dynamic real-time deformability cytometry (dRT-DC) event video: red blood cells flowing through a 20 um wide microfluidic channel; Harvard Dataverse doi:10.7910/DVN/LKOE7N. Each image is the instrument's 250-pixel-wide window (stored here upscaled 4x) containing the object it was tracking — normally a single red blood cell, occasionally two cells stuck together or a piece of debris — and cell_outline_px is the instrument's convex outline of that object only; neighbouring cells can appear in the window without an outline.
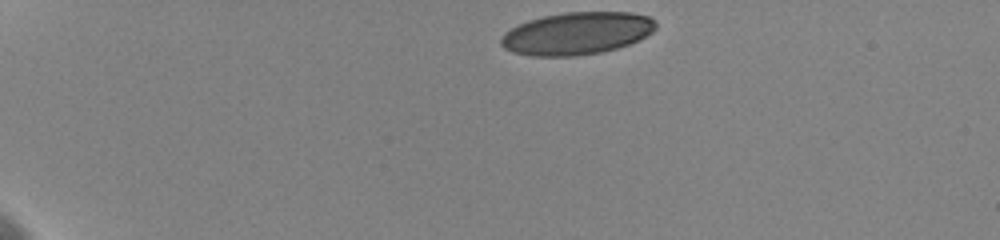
{"species": "human", "species_latin": "Homo sapiens", "temperature_condition": "cold", "stored_images_in_passage": 53, "camera_frame_rate_fps": 3000, "um_per_image_px": 0.085, "donor": {"sex": "female"}, "frame": {"image": 1, "passage_image": 1, "time_ms": 0.0, "image_size_px": [1000, 240], "cell_outline_px": [[656, 28], [652, 32], [640, 40], [616, 48], [600, 52], [576, 56], [532, 56], [512, 52], [504, 48], [500, 44], [500, 40], [504, 32], [528, 20], [544, 16], [564, 12], [632, 12], [648, 16], [656, 24]], "centroid_in_image_um": [49.02, 2.84], "position_along_channel_um": 36.0, "area_um2": 38.26}}
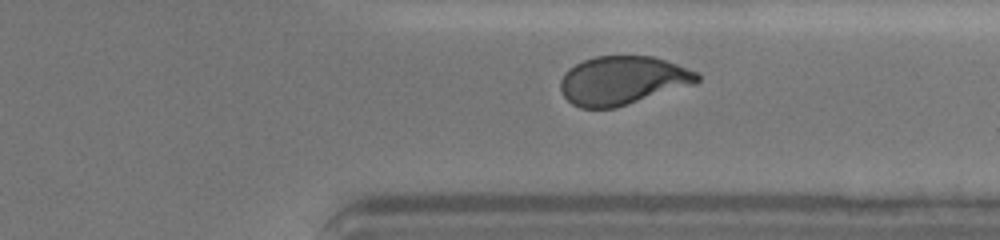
{"frame": {"image": 2, "passage_image": 46, "time_ms": 11.333, "image_size_px": [1000, 240], "cell_outline_px": [[700, 80], [696, 84], [616, 108], [580, 108], [572, 104], [564, 96], [560, 88], [560, 80], [564, 72], [568, 68], [584, 60], [596, 56], [652, 56], [676, 64], [696, 72], [700, 76]], "centroid_in_image_um": [52.91, 6.85], "position_along_channel_um": 358.5, "area_um2": 38.84}}
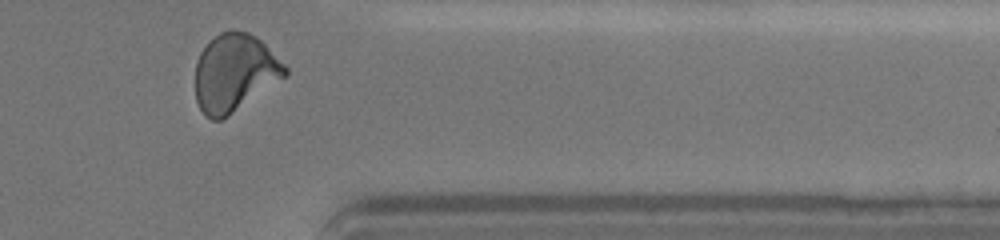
{"frame": {"image": 3, "passage_image": 51, "time_ms": 12.333, "image_size_px": [1000, 240], "cell_outline_px": [[288, 72], [284, 76], [228, 116], [220, 120], [212, 120], [200, 108], [196, 100], [196, 60], [200, 52], [208, 40], [220, 32], [228, 28], [232, 28], [248, 32], [256, 36], [288, 68]], "centroid_in_image_um": [19.89, 6.13], "position_along_channel_um": 391.5, "area_um2": 40.23}, "authors_computed_cell_mechanics": {"area_um2": 39.9976, "velocity_mm_per_s": 3.5963, "shape_relaxation_time_tau1_ms": 5.6523, "shape_relaxation_time_tau2_ms": 0.9822, "deformation_change_tau1": 0.157, "deformation_change_tau2": 0.064}}